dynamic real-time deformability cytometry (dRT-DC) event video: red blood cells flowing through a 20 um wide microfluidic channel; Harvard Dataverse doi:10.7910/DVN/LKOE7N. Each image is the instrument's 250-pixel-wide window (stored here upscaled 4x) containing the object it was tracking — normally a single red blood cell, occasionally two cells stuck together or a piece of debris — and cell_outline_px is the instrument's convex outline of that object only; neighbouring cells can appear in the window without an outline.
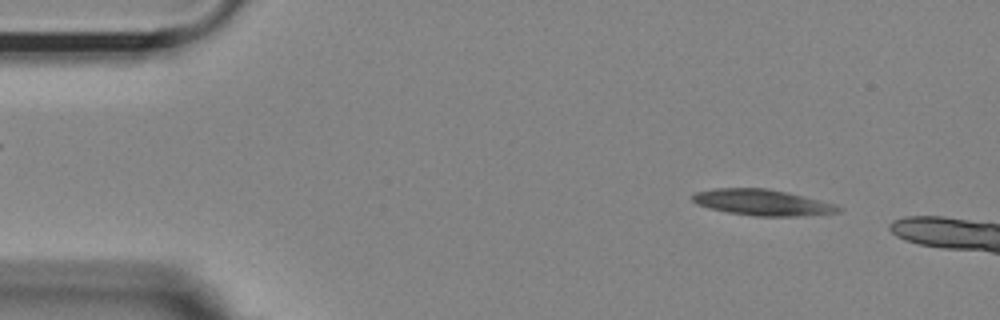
{"species": "Egyptian fruit bat (a non-hibernating species)", "species_latin": "Rousettus aegyptiacus", "temperature_condition": "room temperature", "stored_images_in_passage": 10, "camera_frame_rate_fps": 3000, "um_per_image_px": 0.085, "animal": {"sex": "female"}, "frame": {"image": 1, "passage_image": 5, "time_ms": 1.333, "image_size_px": [1000, 320], "cell_outline_px": [[840, 212], [804, 216], [756, 216], [728, 212], [708, 208], [696, 204], [692, 200], [692, 196], [696, 192], [716, 188], [768, 188], [788, 192], [836, 204], [840, 208]], "centroid_in_image_um": [64.8, 17.21], "position_along_channel_um": 20.2, "area_um2": 22.14}}